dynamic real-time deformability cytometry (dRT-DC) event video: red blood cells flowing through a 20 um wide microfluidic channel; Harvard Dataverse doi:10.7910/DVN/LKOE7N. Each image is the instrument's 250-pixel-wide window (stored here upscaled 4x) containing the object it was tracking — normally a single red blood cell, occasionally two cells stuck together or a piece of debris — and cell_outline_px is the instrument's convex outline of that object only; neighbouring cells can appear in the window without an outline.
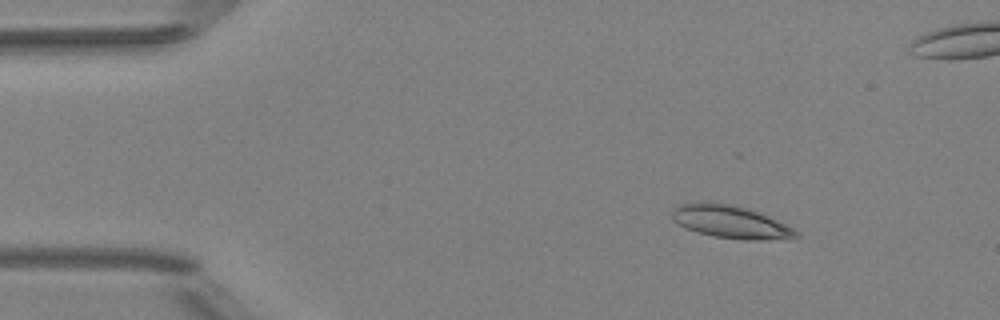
{"species": "Egyptian fruit bat (a non-hibernating species)", "species_latin": "Rousettus aegyptiacus", "temperature_condition": "room temperature", "stored_images_in_passage": 49, "segment_of_instrument_passage": [1, 2], "camera_frame_rate_fps": 3000, "um_per_image_px": 0.085, "animal": {"sex": "female"}, "frame": {"image": 1, "passage_image": 4, "time_ms": 1.0, "image_size_px": [1000, 320], "cell_outline_px": [[800, 236], [760, 240], [744, 240], [712, 236], [696, 232], [676, 224], [672, 220], [672, 212], [676, 204], [700, 200], [716, 200], [736, 204], [748, 208], [784, 224], [800, 232]], "centroid_in_image_um": [61.97, 18.8], "position_along_channel_um": 23.0, "area_um2": 24.22}}
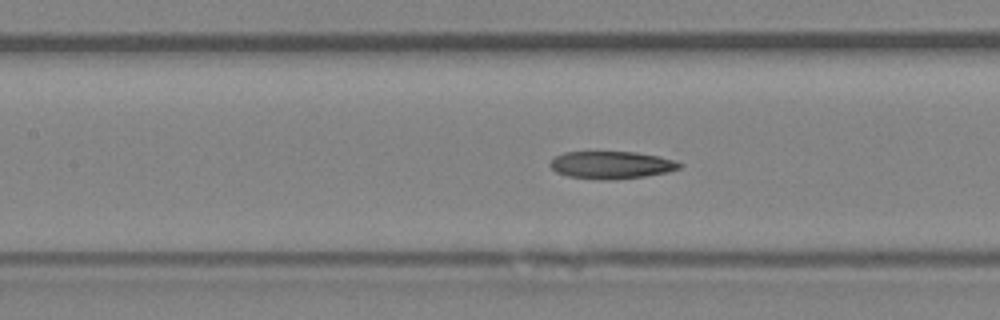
{"frame": {"image": 2, "passage_image": 20, "time_ms": 6.333, "image_size_px": [1000, 320], "cell_outline_px": [[684, 164], [680, 168], [668, 172], [644, 176], [608, 180], [604, 180], [568, 176], [556, 172], [552, 168], [552, 160], [556, 156], [564, 152], [636, 152], [660, 156], [676, 160]], "centroid_in_image_um": [52.03, 14.02], "position_along_channel_um": 155.4, "area_um2": 20.63}}
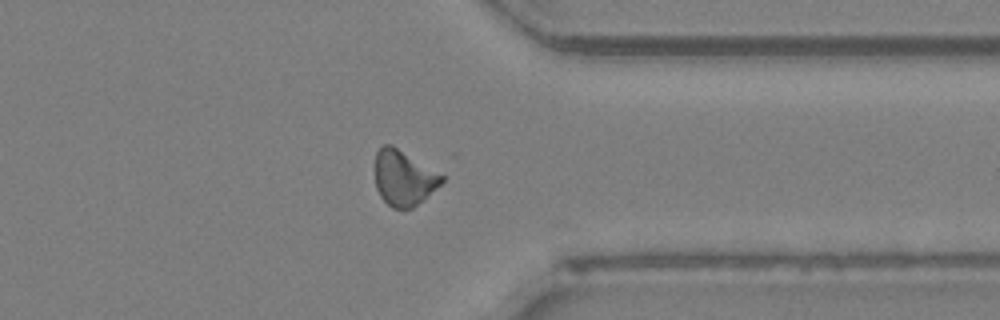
{"frame": {"image": 3, "passage_image": 37, "time_ms": 12.0, "image_size_px": [1000, 320], "cell_outline_px": [[444, 180], [440, 184], [412, 208], [392, 208], [380, 196], [376, 188], [376, 152], [384, 144], [392, 144], [444, 176]], "centroid_in_image_um": [34.29, 15.11], "position_along_channel_um": 377.1, "area_um2": 21.04}}